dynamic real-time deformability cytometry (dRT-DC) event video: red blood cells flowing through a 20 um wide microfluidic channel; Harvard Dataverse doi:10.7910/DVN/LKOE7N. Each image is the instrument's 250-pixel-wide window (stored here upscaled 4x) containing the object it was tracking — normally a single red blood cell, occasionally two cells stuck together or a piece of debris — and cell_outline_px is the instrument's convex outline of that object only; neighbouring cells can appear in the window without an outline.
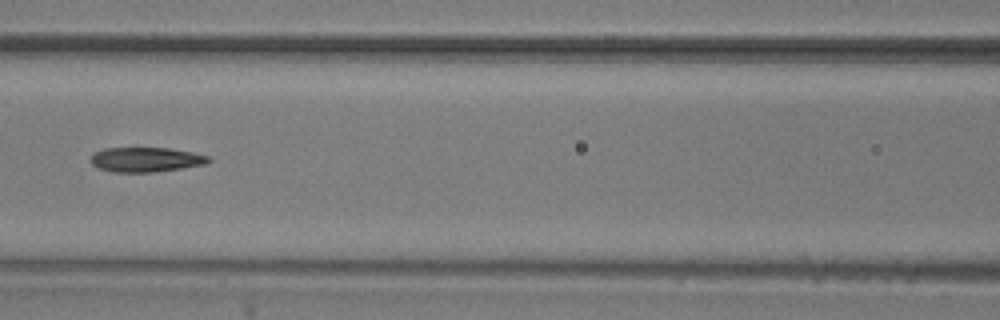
{"species": "common noctule bat (a hibernating species)", "species_latin": "Nyctalus noctula", "temperature_condition": "room temperature", "stored_images_in_passage": 9, "camera_frame_rate_fps": 3000, "um_per_image_px": 0.085, "animal": {"sex": "male", "body_mass_g": 20.5, "forearm_length_mm": 52.5}, "frame": {"image": 1, "passage_image": 6, "time_ms": 1.667, "image_size_px": [1000, 320], "cell_outline_px": [[212, 160], [208, 164], [184, 168], [156, 172], [112, 172], [96, 168], [88, 160], [92, 152], [104, 148], [168, 148], [192, 152], [208, 156]], "centroid_in_image_um": [12.36, 13.57], "position_along_channel_um": 154.2, "area_um2": 17.34}}
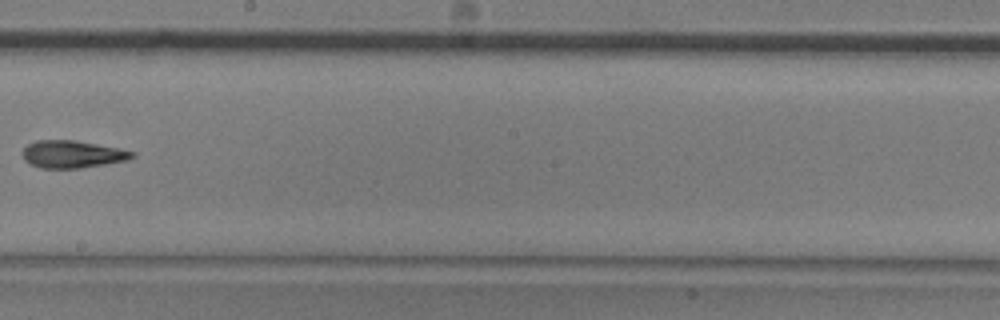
{"frame": {"image": 2, "passage_image": 8, "time_ms": 2.333, "image_size_px": [1000, 320], "cell_outline_px": [[136, 156], [128, 160], [80, 168], [40, 168], [24, 160], [24, 148], [28, 144], [36, 140], [72, 140], [120, 148], [136, 152]], "centroid_in_image_um": [6.19, 13.11], "position_along_channel_um": 242.0, "area_um2": 17.4}}
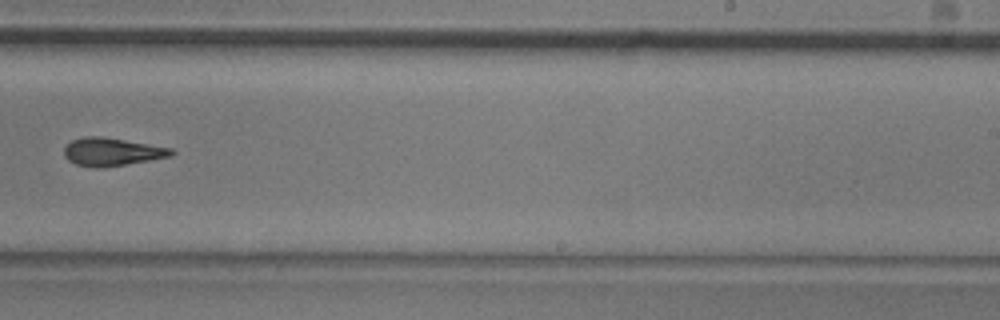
{"frame": {"image": 3, "passage_image": 9, "time_ms": 2.667, "image_size_px": [1000, 320], "cell_outline_px": [[176, 152], [172, 156], [104, 168], [96, 168], [76, 164], [68, 160], [64, 156], [64, 148], [72, 140], [84, 136], [100, 136], [172, 148]], "centroid_in_image_um": [9.51, 12.91], "position_along_channel_um": 279.5, "area_um2": 17.46}}